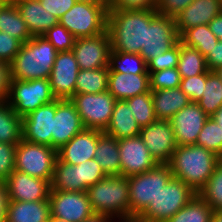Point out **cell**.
<instances>
[{
	"mask_svg": "<svg viewBox=\"0 0 222 222\" xmlns=\"http://www.w3.org/2000/svg\"><path fill=\"white\" fill-rule=\"evenodd\" d=\"M214 72L217 74V76H218L220 79H222V66L219 67L218 69H216Z\"/></svg>",
	"mask_w": 222,
	"mask_h": 222,
	"instance_id": "cell-61",
	"label": "cell"
},
{
	"mask_svg": "<svg viewBox=\"0 0 222 222\" xmlns=\"http://www.w3.org/2000/svg\"><path fill=\"white\" fill-rule=\"evenodd\" d=\"M149 90V74L109 72L107 91L116 100H126Z\"/></svg>",
	"mask_w": 222,
	"mask_h": 222,
	"instance_id": "cell-24",
	"label": "cell"
},
{
	"mask_svg": "<svg viewBox=\"0 0 222 222\" xmlns=\"http://www.w3.org/2000/svg\"><path fill=\"white\" fill-rule=\"evenodd\" d=\"M10 201H45L49 200L51 181L32 177L14 170L5 180Z\"/></svg>",
	"mask_w": 222,
	"mask_h": 222,
	"instance_id": "cell-19",
	"label": "cell"
},
{
	"mask_svg": "<svg viewBox=\"0 0 222 222\" xmlns=\"http://www.w3.org/2000/svg\"><path fill=\"white\" fill-rule=\"evenodd\" d=\"M197 103L209 117L222 106V79L214 71L207 70L203 96Z\"/></svg>",
	"mask_w": 222,
	"mask_h": 222,
	"instance_id": "cell-36",
	"label": "cell"
},
{
	"mask_svg": "<svg viewBox=\"0 0 222 222\" xmlns=\"http://www.w3.org/2000/svg\"><path fill=\"white\" fill-rule=\"evenodd\" d=\"M107 14L104 6L77 1L59 23L76 38L93 37L106 31Z\"/></svg>",
	"mask_w": 222,
	"mask_h": 222,
	"instance_id": "cell-7",
	"label": "cell"
},
{
	"mask_svg": "<svg viewBox=\"0 0 222 222\" xmlns=\"http://www.w3.org/2000/svg\"><path fill=\"white\" fill-rule=\"evenodd\" d=\"M140 130L141 127L134 118L127 102L116 100L111 120L104 132L119 140L138 136Z\"/></svg>",
	"mask_w": 222,
	"mask_h": 222,
	"instance_id": "cell-26",
	"label": "cell"
},
{
	"mask_svg": "<svg viewBox=\"0 0 222 222\" xmlns=\"http://www.w3.org/2000/svg\"><path fill=\"white\" fill-rule=\"evenodd\" d=\"M172 176L170 166L161 163L144 173L128 176L131 216H139L152 203Z\"/></svg>",
	"mask_w": 222,
	"mask_h": 222,
	"instance_id": "cell-5",
	"label": "cell"
},
{
	"mask_svg": "<svg viewBox=\"0 0 222 222\" xmlns=\"http://www.w3.org/2000/svg\"><path fill=\"white\" fill-rule=\"evenodd\" d=\"M196 145L203 146L220 158L222 157V130L211 117H209L201 129Z\"/></svg>",
	"mask_w": 222,
	"mask_h": 222,
	"instance_id": "cell-40",
	"label": "cell"
},
{
	"mask_svg": "<svg viewBox=\"0 0 222 222\" xmlns=\"http://www.w3.org/2000/svg\"><path fill=\"white\" fill-rule=\"evenodd\" d=\"M48 222H66V221L50 215Z\"/></svg>",
	"mask_w": 222,
	"mask_h": 222,
	"instance_id": "cell-60",
	"label": "cell"
},
{
	"mask_svg": "<svg viewBox=\"0 0 222 222\" xmlns=\"http://www.w3.org/2000/svg\"><path fill=\"white\" fill-rule=\"evenodd\" d=\"M95 215L110 218L131 216L126 176H106L86 191Z\"/></svg>",
	"mask_w": 222,
	"mask_h": 222,
	"instance_id": "cell-4",
	"label": "cell"
},
{
	"mask_svg": "<svg viewBox=\"0 0 222 222\" xmlns=\"http://www.w3.org/2000/svg\"><path fill=\"white\" fill-rule=\"evenodd\" d=\"M211 222H222V209L213 212Z\"/></svg>",
	"mask_w": 222,
	"mask_h": 222,
	"instance_id": "cell-59",
	"label": "cell"
},
{
	"mask_svg": "<svg viewBox=\"0 0 222 222\" xmlns=\"http://www.w3.org/2000/svg\"><path fill=\"white\" fill-rule=\"evenodd\" d=\"M196 196L191 187L172 176L139 217L144 222H166Z\"/></svg>",
	"mask_w": 222,
	"mask_h": 222,
	"instance_id": "cell-6",
	"label": "cell"
},
{
	"mask_svg": "<svg viewBox=\"0 0 222 222\" xmlns=\"http://www.w3.org/2000/svg\"><path fill=\"white\" fill-rule=\"evenodd\" d=\"M70 100L75 105L84 128L102 132L106 130L116 103L110 92L75 94Z\"/></svg>",
	"mask_w": 222,
	"mask_h": 222,
	"instance_id": "cell-10",
	"label": "cell"
},
{
	"mask_svg": "<svg viewBox=\"0 0 222 222\" xmlns=\"http://www.w3.org/2000/svg\"><path fill=\"white\" fill-rule=\"evenodd\" d=\"M214 210L198 194L166 222H211Z\"/></svg>",
	"mask_w": 222,
	"mask_h": 222,
	"instance_id": "cell-34",
	"label": "cell"
},
{
	"mask_svg": "<svg viewBox=\"0 0 222 222\" xmlns=\"http://www.w3.org/2000/svg\"><path fill=\"white\" fill-rule=\"evenodd\" d=\"M48 12L60 19L63 14L70 10L77 0H39Z\"/></svg>",
	"mask_w": 222,
	"mask_h": 222,
	"instance_id": "cell-50",
	"label": "cell"
},
{
	"mask_svg": "<svg viewBox=\"0 0 222 222\" xmlns=\"http://www.w3.org/2000/svg\"><path fill=\"white\" fill-rule=\"evenodd\" d=\"M156 14V10H108L106 30L111 50L140 54L146 27Z\"/></svg>",
	"mask_w": 222,
	"mask_h": 222,
	"instance_id": "cell-1",
	"label": "cell"
},
{
	"mask_svg": "<svg viewBox=\"0 0 222 222\" xmlns=\"http://www.w3.org/2000/svg\"><path fill=\"white\" fill-rule=\"evenodd\" d=\"M51 189L79 192L78 165L62 162L58 157L54 166Z\"/></svg>",
	"mask_w": 222,
	"mask_h": 222,
	"instance_id": "cell-37",
	"label": "cell"
},
{
	"mask_svg": "<svg viewBox=\"0 0 222 222\" xmlns=\"http://www.w3.org/2000/svg\"><path fill=\"white\" fill-rule=\"evenodd\" d=\"M131 112L142 128L157 120L154 112L151 90L125 100Z\"/></svg>",
	"mask_w": 222,
	"mask_h": 222,
	"instance_id": "cell-38",
	"label": "cell"
},
{
	"mask_svg": "<svg viewBox=\"0 0 222 222\" xmlns=\"http://www.w3.org/2000/svg\"><path fill=\"white\" fill-rule=\"evenodd\" d=\"M207 71L203 74L182 78L179 88L189 97L191 102L197 103L203 96Z\"/></svg>",
	"mask_w": 222,
	"mask_h": 222,
	"instance_id": "cell-44",
	"label": "cell"
},
{
	"mask_svg": "<svg viewBox=\"0 0 222 222\" xmlns=\"http://www.w3.org/2000/svg\"><path fill=\"white\" fill-rule=\"evenodd\" d=\"M116 219H119L118 222H144L139 216H128ZM113 220L116 221L115 218H110V222H112Z\"/></svg>",
	"mask_w": 222,
	"mask_h": 222,
	"instance_id": "cell-56",
	"label": "cell"
},
{
	"mask_svg": "<svg viewBox=\"0 0 222 222\" xmlns=\"http://www.w3.org/2000/svg\"><path fill=\"white\" fill-rule=\"evenodd\" d=\"M0 31L17 38L22 44L32 38L24 19L12 0L0 3Z\"/></svg>",
	"mask_w": 222,
	"mask_h": 222,
	"instance_id": "cell-28",
	"label": "cell"
},
{
	"mask_svg": "<svg viewBox=\"0 0 222 222\" xmlns=\"http://www.w3.org/2000/svg\"><path fill=\"white\" fill-rule=\"evenodd\" d=\"M58 51L44 36L23 43L10 63L11 80L48 79Z\"/></svg>",
	"mask_w": 222,
	"mask_h": 222,
	"instance_id": "cell-3",
	"label": "cell"
},
{
	"mask_svg": "<svg viewBox=\"0 0 222 222\" xmlns=\"http://www.w3.org/2000/svg\"><path fill=\"white\" fill-rule=\"evenodd\" d=\"M54 100L56 98L52 94L49 79L11 80L7 102L22 118Z\"/></svg>",
	"mask_w": 222,
	"mask_h": 222,
	"instance_id": "cell-9",
	"label": "cell"
},
{
	"mask_svg": "<svg viewBox=\"0 0 222 222\" xmlns=\"http://www.w3.org/2000/svg\"><path fill=\"white\" fill-rule=\"evenodd\" d=\"M24 19L32 37L43 36L59 23V19L44 8L39 0H12Z\"/></svg>",
	"mask_w": 222,
	"mask_h": 222,
	"instance_id": "cell-23",
	"label": "cell"
},
{
	"mask_svg": "<svg viewBox=\"0 0 222 222\" xmlns=\"http://www.w3.org/2000/svg\"><path fill=\"white\" fill-rule=\"evenodd\" d=\"M177 68L181 78L200 75L208 70L205 57L197 49L188 47L180 41Z\"/></svg>",
	"mask_w": 222,
	"mask_h": 222,
	"instance_id": "cell-33",
	"label": "cell"
},
{
	"mask_svg": "<svg viewBox=\"0 0 222 222\" xmlns=\"http://www.w3.org/2000/svg\"><path fill=\"white\" fill-rule=\"evenodd\" d=\"M21 45L22 43L17 38L0 31V60L10 64Z\"/></svg>",
	"mask_w": 222,
	"mask_h": 222,
	"instance_id": "cell-47",
	"label": "cell"
},
{
	"mask_svg": "<svg viewBox=\"0 0 222 222\" xmlns=\"http://www.w3.org/2000/svg\"><path fill=\"white\" fill-rule=\"evenodd\" d=\"M207 69L215 71L222 66V41L218 40L208 55L205 57Z\"/></svg>",
	"mask_w": 222,
	"mask_h": 222,
	"instance_id": "cell-52",
	"label": "cell"
},
{
	"mask_svg": "<svg viewBox=\"0 0 222 222\" xmlns=\"http://www.w3.org/2000/svg\"><path fill=\"white\" fill-rule=\"evenodd\" d=\"M139 136L158 163L167 164L177 148L175 134L168 120H155L144 126Z\"/></svg>",
	"mask_w": 222,
	"mask_h": 222,
	"instance_id": "cell-15",
	"label": "cell"
},
{
	"mask_svg": "<svg viewBox=\"0 0 222 222\" xmlns=\"http://www.w3.org/2000/svg\"><path fill=\"white\" fill-rule=\"evenodd\" d=\"M154 112L158 120H170L191 101L178 87L151 91Z\"/></svg>",
	"mask_w": 222,
	"mask_h": 222,
	"instance_id": "cell-25",
	"label": "cell"
},
{
	"mask_svg": "<svg viewBox=\"0 0 222 222\" xmlns=\"http://www.w3.org/2000/svg\"><path fill=\"white\" fill-rule=\"evenodd\" d=\"M118 149L121 164V176L128 177L144 173L159 164L149 153V149L139 135L119 139Z\"/></svg>",
	"mask_w": 222,
	"mask_h": 222,
	"instance_id": "cell-13",
	"label": "cell"
},
{
	"mask_svg": "<svg viewBox=\"0 0 222 222\" xmlns=\"http://www.w3.org/2000/svg\"><path fill=\"white\" fill-rule=\"evenodd\" d=\"M198 195L216 211L222 209V161L214 170V173L206 185L198 192Z\"/></svg>",
	"mask_w": 222,
	"mask_h": 222,
	"instance_id": "cell-39",
	"label": "cell"
},
{
	"mask_svg": "<svg viewBox=\"0 0 222 222\" xmlns=\"http://www.w3.org/2000/svg\"><path fill=\"white\" fill-rule=\"evenodd\" d=\"M84 222H110V217L95 215L90 220H87V221H84Z\"/></svg>",
	"mask_w": 222,
	"mask_h": 222,
	"instance_id": "cell-58",
	"label": "cell"
},
{
	"mask_svg": "<svg viewBox=\"0 0 222 222\" xmlns=\"http://www.w3.org/2000/svg\"><path fill=\"white\" fill-rule=\"evenodd\" d=\"M220 157L203 146H177L167 163L173 177L182 180L197 194L214 173Z\"/></svg>",
	"mask_w": 222,
	"mask_h": 222,
	"instance_id": "cell-2",
	"label": "cell"
},
{
	"mask_svg": "<svg viewBox=\"0 0 222 222\" xmlns=\"http://www.w3.org/2000/svg\"><path fill=\"white\" fill-rule=\"evenodd\" d=\"M94 159L107 176L120 175L118 139L103 132L98 138Z\"/></svg>",
	"mask_w": 222,
	"mask_h": 222,
	"instance_id": "cell-29",
	"label": "cell"
},
{
	"mask_svg": "<svg viewBox=\"0 0 222 222\" xmlns=\"http://www.w3.org/2000/svg\"><path fill=\"white\" fill-rule=\"evenodd\" d=\"M79 192H86L90 186L107 175L95 159L78 164Z\"/></svg>",
	"mask_w": 222,
	"mask_h": 222,
	"instance_id": "cell-41",
	"label": "cell"
},
{
	"mask_svg": "<svg viewBox=\"0 0 222 222\" xmlns=\"http://www.w3.org/2000/svg\"><path fill=\"white\" fill-rule=\"evenodd\" d=\"M78 62L71 51L58 52L49 83L56 99H70L75 95L76 78L79 72Z\"/></svg>",
	"mask_w": 222,
	"mask_h": 222,
	"instance_id": "cell-16",
	"label": "cell"
},
{
	"mask_svg": "<svg viewBox=\"0 0 222 222\" xmlns=\"http://www.w3.org/2000/svg\"><path fill=\"white\" fill-rule=\"evenodd\" d=\"M77 1L90 3V4L98 5V6H104L108 10H109L110 4H111V0H77Z\"/></svg>",
	"mask_w": 222,
	"mask_h": 222,
	"instance_id": "cell-55",
	"label": "cell"
},
{
	"mask_svg": "<svg viewBox=\"0 0 222 222\" xmlns=\"http://www.w3.org/2000/svg\"><path fill=\"white\" fill-rule=\"evenodd\" d=\"M194 0H157L156 11L159 14L175 18Z\"/></svg>",
	"mask_w": 222,
	"mask_h": 222,
	"instance_id": "cell-49",
	"label": "cell"
},
{
	"mask_svg": "<svg viewBox=\"0 0 222 222\" xmlns=\"http://www.w3.org/2000/svg\"><path fill=\"white\" fill-rule=\"evenodd\" d=\"M50 215L49 200L10 201L6 222H48Z\"/></svg>",
	"mask_w": 222,
	"mask_h": 222,
	"instance_id": "cell-27",
	"label": "cell"
},
{
	"mask_svg": "<svg viewBox=\"0 0 222 222\" xmlns=\"http://www.w3.org/2000/svg\"><path fill=\"white\" fill-rule=\"evenodd\" d=\"M17 145L0 142V181H5L15 170Z\"/></svg>",
	"mask_w": 222,
	"mask_h": 222,
	"instance_id": "cell-46",
	"label": "cell"
},
{
	"mask_svg": "<svg viewBox=\"0 0 222 222\" xmlns=\"http://www.w3.org/2000/svg\"><path fill=\"white\" fill-rule=\"evenodd\" d=\"M208 118L209 116L195 102H190L178 111L169 120L177 146L196 144L199 133Z\"/></svg>",
	"mask_w": 222,
	"mask_h": 222,
	"instance_id": "cell-17",
	"label": "cell"
},
{
	"mask_svg": "<svg viewBox=\"0 0 222 222\" xmlns=\"http://www.w3.org/2000/svg\"><path fill=\"white\" fill-rule=\"evenodd\" d=\"M11 87L10 64L0 60V101H7Z\"/></svg>",
	"mask_w": 222,
	"mask_h": 222,
	"instance_id": "cell-51",
	"label": "cell"
},
{
	"mask_svg": "<svg viewBox=\"0 0 222 222\" xmlns=\"http://www.w3.org/2000/svg\"><path fill=\"white\" fill-rule=\"evenodd\" d=\"M157 0H111L109 10H156Z\"/></svg>",
	"mask_w": 222,
	"mask_h": 222,
	"instance_id": "cell-48",
	"label": "cell"
},
{
	"mask_svg": "<svg viewBox=\"0 0 222 222\" xmlns=\"http://www.w3.org/2000/svg\"><path fill=\"white\" fill-rule=\"evenodd\" d=\"M179 58V42L169 49L168 51L163 52L158 57H153L147 63L148 72H156L163 69L174 68L178 66Z\"/></svg>",
	"mask_w": 222,
	"mask_h": 222,
	"instance_id": "cell-45",
	"label": "cell"
},
{
	"mask_svg": "<svg viewBox=\"0 0 222 222\" xmlns=\"http://www.w3.org/2000/svg\"><path fill=\"white\" fill-rule=\"evenodd\" d=\"M179 41L175 18L157 13L146 27L145 46L139 55L148 63L153 57L168 51Z\"/></svg>",
	"mask_w": 222,
	"mask_h": 222,
	"instance_id": "cell-11",
	"label": "cell"
},
{
	"mask_svg": "<svg viewBox=\"0 0 222 222\" xmlns=\"http://www.w3.org/2000/svg\"><path fill=\"white\" fill-rule=\"evenodd\" d=\"M181 79L177 67L149 72L150 90L178 88Z\"/></svg>",
	"mask_w": 222,
	"mask_h": 222,
	"instance_id": "cell-42",
	"label": "cell"
},
{
	"mask_svg": "<svg viewBox=\"0 0 222 222\" xmlns=\"http://www.w3.org/2000/svg\"><path fill=\"white\" fill-rule=\"evenodd\" d=\"M208 26L218 40L222 41V12L214 17Z\"/></svg>",
	"mask_w": 222,
	"mask_h": 222,
	"instance_id": "cell-54",
	"label": "cell"
},
{
	"mask_svg": "<svg viewBox=\"0 0 222 222\" xmlns=\"http://www.w3.org/2000/svg\"><path fill=\"white\" fill-rule=\"evenodd\" d=\"M56 100L38 107L22 118V139L52 147Z\"/></svg>",
	"mask_w": 222,
	"mask_h": 222,
	"instance_id": "cell-18",
	"label": "cell"
},
{
	"mask_svg": "<svg viewBox=\"0 0 222 222\" xmlns=\"http://www.w3.org/2000/svg\"><path fill=\"white\" fill-rule=\"evenodd\" d=\"M109 72H119L125 74H149L147 63L139 54L117 52L111 50L108 60Z\"/></svg>",
	"mask_w": 222,
	"mask_h": 222,
	"instance_id": "cell-32",
	"label": "cell"
},
{
	"mask_svg": "<svg viewBox=\"0 0 222 222\" xmlns=\"http://www.w3.org/2000/svg\"><path fill=\"white\" fill-rule=\"evenodd\" d=\"M108 67L100 69H80L76 78L75 94H98L108 89Z\"/></svg>",
	"mask_w": 222,
	"mask_h": 222,
	"instance_id": "cell-31",
	"label": "cell"
},
{
	"mask_svg": "<svg viewBox=\"0 0 222 222\" xmlns=\"http://www.w3.org/2000/svg\"><path fill=\"white\" fill-rule=\"evenodd\" d=\"M22 140V117L7 101H0V142L17 145Z\"/></svg>",
	"mask_w": 222,
	"mask_h": 222,
	"instance_id": "cell-30",
	"label": "cell"
},
{
	"mask_svg": "<svg viewBox=\"0 0 222 222\" xmlns=\"http://www.w3.org/2000/svg\"><path fill=\"white\" fill-rule=\"evenodd\" d=\"M57 150L22 139L15 152V170L32 177L52 181Z\"/></svg>",
	"mask_w": 222,
	"mask_h": 222,
	"instance_id": "cell-8",
	"label": "cell"
},
{
	"mask_svg": "<svg viewBox=\"0 0 222 222\" xmlns=\"http://www.w3.org/2000/svg\"><path fill=\"white\" fill-rule=\"evenodd\" d=\"M110 51V37L107 30L93 37L76 38L72 49L79 69L82 70L108 67Z\"/></svg>",
	"mask_w": 222,
	"mask_h": 222,
	"instance_id": "cell-14",
	"label": "cell"
},
{
	"mask_svg": "<svg viewBox=\"0 0 222 222\" xmlns=\"http://www.w3.org/2000/svg\"><path fill=\"white\" fill-rule=\"evenodd\" d=\"M58 52L71 51L76 37L60 23L54 25L43 35Z\"/></svg>",
	"mask_w": 222,
	"mask_h": 222,
	"instance_id": "cell-43",
	"label": "cell"
},
{
	"mask_svg": "<svg viewBox=\"0 0 222 222\" xmlns=\"http://www.w3.org/2000/svg\"><path fill=\"white\" fill-rule=\"evenodd\" d=\"M211 118L220 125L222 130V106L211 116Z\"/></svg>",
	"mask_w": 222,
	"mask_h": 222,
	"instance_id": "cell-57",
	"label": "cell"
},
{
	"mask_svg": "<svg viewBox=\"0 0 222 222\" xmlns=\"http://www.w3.org/2000/svg\"><path fill=\"white\" fill-rule=\"evenodd\" d=\"M7 1H10V0H0V3L7 2Z\"/></svg>",
	"mask_w": 222,
	"mask_h": 222,
	"instance_id": "cell-62",
	"label": "cell"
},
{
	"mask_svg": "<svg viewBox=\"0 0 222 222\" xmlns=\"http://www.w3.org/2000/svg\"><path fill=\"white\" fill-rule=\"evenodd\" d=\"M10 202L7 184L0 181V222L7 221V211Z\"/></svg>",
	"mask_w": 222,
	"mask_h": 222,
	"instance_id": "cell-53",
	"label": "cell"
},
{
	"mask_svg": "<svg viewBox=\"0 0 222 222\" xmlns=\"http://www.w3.org/2000/svg\"><path fill=\"white\" fill-rule=\"evenodd\" d=\"M84 129L75 105L70 99H56L53 119L52 148L58 150Z\"/></svg>",
	"mask_w": 222,
	"mask_h": 222,
	"instance_id": "cell-20",
	"label": "cell"
},
{
	"mask_svg": "<svg viewBox=\"0 0 222 222\" xmlns=\"http://www.w3.org/2000/svg\"><path fill=\"white\" fill-rule=\"evenodd\" d=\"M49 203L51 216L66 222H84L95 216L86 192L51 189Z\"/></svg>",
	"mask_w": 222,
	"mask_h": 222,
	"instance_id": "cell-12",
	"label": "cell"
},
{
	"mask_svg": "<svg viewBox=\"0 0 222 222\" xmlns=\"http://www.w3.org/2000/svg\"><path fill=\"white\" fill-rule=\"evenodd\" d=\"M217 41L218 38L207 24L190 28L180 36L181 43L197 49L204 57L208 55Z\"/></svg>",
	"mask_w": 222,
	"mask_h": 222,
	"instance_id": "cell-35",
	"label": "cell"
},
{
	"mask_svg": "<svg viewBox=\"0 0 222 222\" xmlns=\"http://www.w3.org/2000/svg\"><path fill=\"white\" fill-rule=\"evenodd\" d=\"M102 133L99 130L84 128L57 150V157L71 165L94 159L98 138Z\"/></svg>",
	"mask_w": 222,
	"mask_h": 222,
	"instance_id": "cell-21",
	"label": "cell"
},
{
	"mask_svg": "<svg viewBox=\"0 0 222 222\" xmlns=\"http://www.w3.org/2000/svg\"><path fill=\"white\" fill-rule=\"evenodd\" d=\"M221 12L222 0H194L175 17L179 37L190 28L208 25Z\"/></svg>",
	"mask_w": 222,
	"mask_h": 222,
	"instance_id": "cell-22",
	"label": "cell"
}]
</instances>
